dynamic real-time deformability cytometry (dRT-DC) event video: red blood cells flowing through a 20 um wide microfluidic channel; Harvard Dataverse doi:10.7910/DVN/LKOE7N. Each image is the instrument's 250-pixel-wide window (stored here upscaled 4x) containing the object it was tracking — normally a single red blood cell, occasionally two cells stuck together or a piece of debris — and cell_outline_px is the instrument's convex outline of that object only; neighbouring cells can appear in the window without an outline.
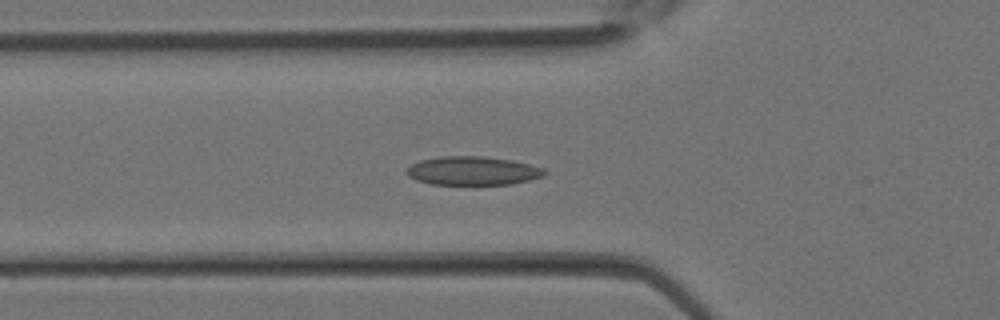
{"species": "Egyptian fruit bat (a non-hibernating species)", "species_latin": "Rousettus aegyptiacus", "temperature_condition": "room temperature", "stored_images_in_passage": 27, "camera_frame_rate_fps": 3000, "um_per_image_px": 0.085, "animal": {"sex": "female"}, "frame": {"image": 1, "passage_image": 10, "time_ms": 3.0, "image_size_px": [1000, 320], "cell_outline_px": [[548, 172], [544, 176], [512, 184], [432, 184], [416, 180], [408, 176], [404, 172], [412, 164], [420, 160], [440, 156], [484, 156], [512, 160], [544, 168]], "centroid_in_image_um": [40.18, 14.51], "position_along_channel_um": 85.6, "area_um2": 23.06}}
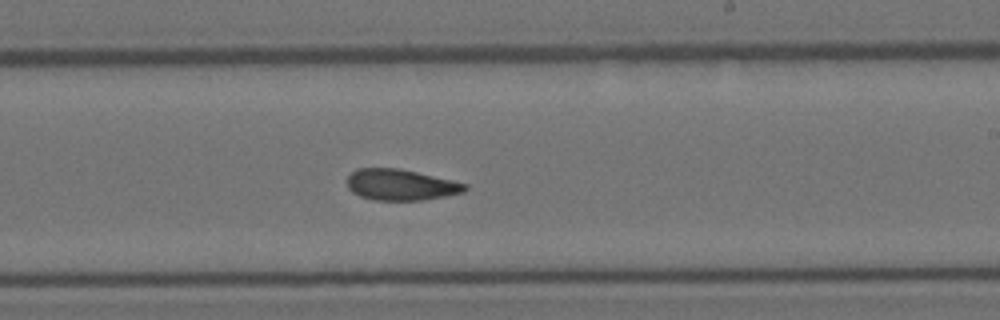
{"frame": {"image": 2, "passage_image": 19, "time_ms": 6.0, "image_size_px": [1000, 320], "cell_outline_px": [[468, 188], [464, 192], [424, 200], [376, 200], [360, 196], [352, 192], [348, 188], [348, 176], [356, 168], [400, 168], [468, 184]], "centroid_in_image_um": [34.06, 15.7], "position_along_channel_um": 254.9, "area_um2": 21.27}}
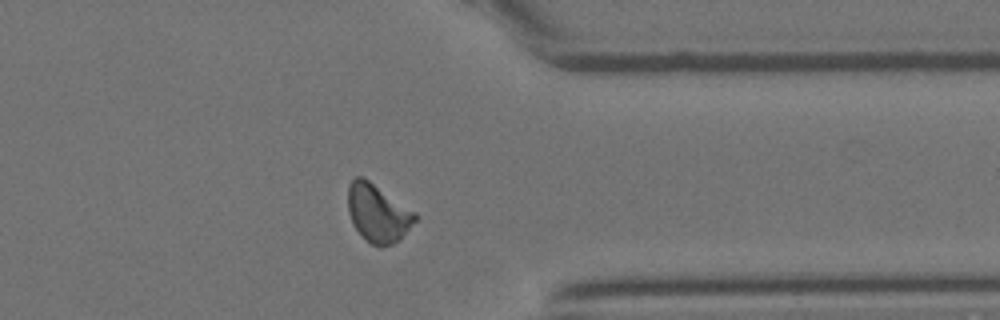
{"frame": {"image": 3, "passage_image": 26, "time_ms": 8.333, "image_size_px": [1000, 320], "cell_outline_px": [[416, 220], [392, 244], [380, 248], [372, 244], [352, 224], [348, 212], [348, 184], [356, 176], [364, 176], [416, 212]], "centroid_in_image_um": [32.08, 18.07], "position_along_channel_um": 379.3, "area_um2": 22.43}}